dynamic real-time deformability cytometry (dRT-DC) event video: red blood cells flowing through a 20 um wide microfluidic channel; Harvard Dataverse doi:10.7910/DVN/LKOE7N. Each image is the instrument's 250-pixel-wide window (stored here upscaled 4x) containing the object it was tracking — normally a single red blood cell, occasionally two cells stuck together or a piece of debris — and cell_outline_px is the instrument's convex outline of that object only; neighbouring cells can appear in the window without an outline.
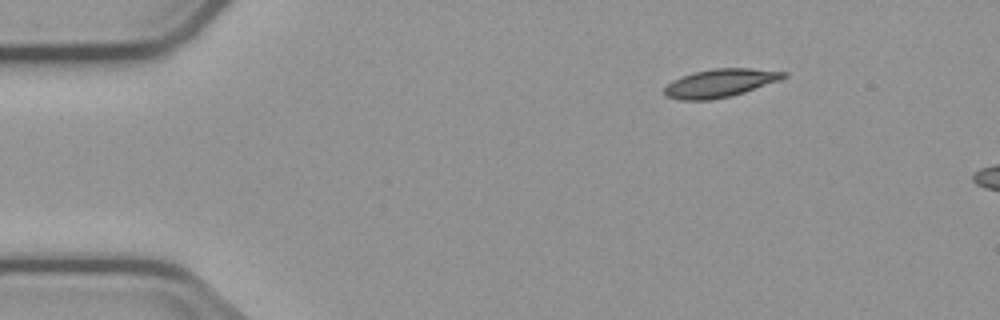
{"species": "common noctule bat (a hibernating species)", "species_latin": "Nyctalus noctula", "temperature_condition": "cold", "stored_images_in_passage": 3, "camera_frame_rate_fps": 3000, "um_per_image_px": 0.085, "animal": {"sex": "male", "body_mass_g": 23.1, "forearm_length_mm": 52.7}, "frame": {"image": 1, "passage_image": 1, "time_ms": 0.0, "image_size_px": [1000, 320], "cell_outline_px": [[788, 76], [780, 80], [744, 92], [712, 100], [680, 100], [668, 96], [664, 92], [664, 88], [672, 80], [692, 72], [712, 68], [748, 68], [788, 72]], "centroid_in_image_um": [61.21, 7.05], "position_along_channel_um": 23.8, "area_um2": 19.54}}